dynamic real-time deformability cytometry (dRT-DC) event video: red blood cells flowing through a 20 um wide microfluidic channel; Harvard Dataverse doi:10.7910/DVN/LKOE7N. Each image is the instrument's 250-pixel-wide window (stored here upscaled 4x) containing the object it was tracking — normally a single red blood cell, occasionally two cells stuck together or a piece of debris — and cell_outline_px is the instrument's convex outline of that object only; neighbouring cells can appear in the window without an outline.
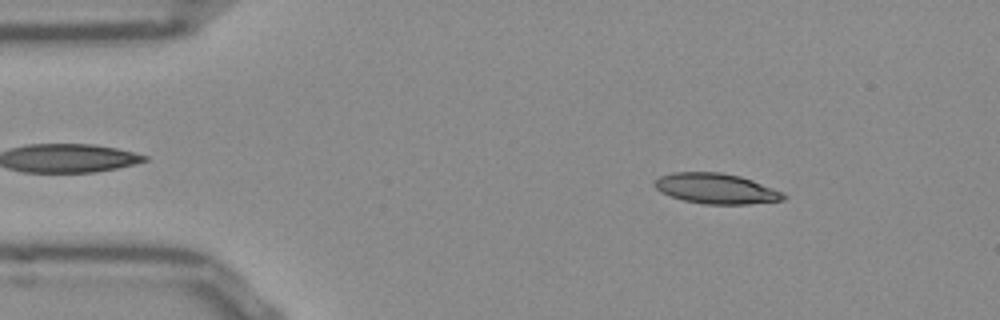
{"species": "Egyptian fruit bat (a non-hibernating species)", "species_latin": "Rousettus aegyptiacus", "temperature_condition": "room temperature", "stored_images_in_passage": 25, "camera_frame_rate_fps": 3000, "um_per_image_px": 0.085, "frame": {"image": 1, "passage_image": 6, "time_ms": 1.667, "image_size_px": [1000, 320], "cell_outline_px": [[788, 196], [784, 200], [748, 204], [704, 204], [684, 200], [660, 192], [652, 184], [660, 176], [672, 172], [720, 172], [740, 176], [752, 180], [784, 192]], "centroid_in_image_um": [60.89, 16.03], "position_along_channel_um": 24.1, "area_um2": 22.83}}
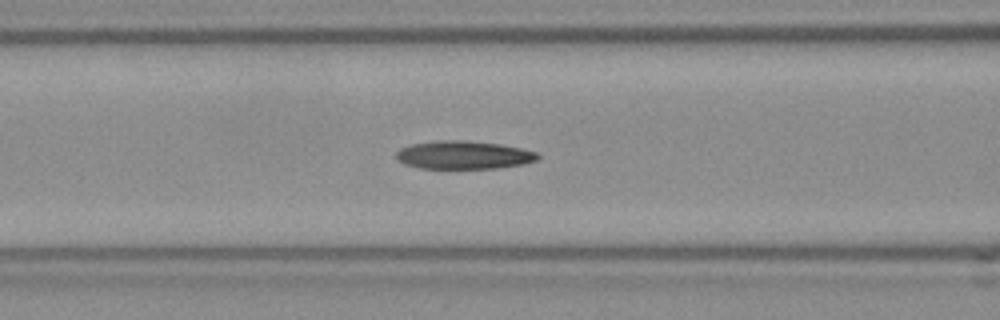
{"frame": {"image": 2, "passage_image": 19, "time_ms": 6.0, "image_size_px": [1000, 320], "cell_outline_px": [[540, 156], [536, 160], [524, 164], [496, 168], [420, 168], [404, 164], [396, 156], [396, 152], [400, 148], [412, 144], [436, 140], [464, 140], [500, 144], [520, 148], [536, 152]], "centroid_in_image_um": [39.4, 13.17], "position_along_channel_um": 127.2, "area_um2": 23.12}}
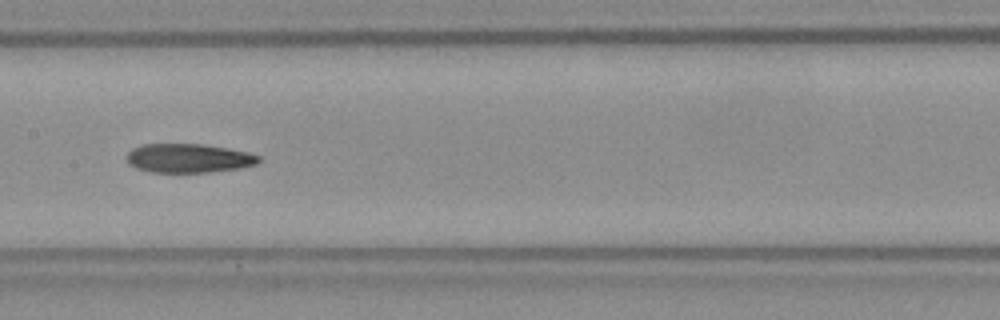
{"frame": {"image": 3, "passage_image": 24, "time_ms": 7.667, "image_size_px": [1000, 320], "cell_outline_px": [[260, 160], [256, 164], [240, 168], [212, 172], [148, 172], [136, 168], [128, 164], [124, 156], [132, 148], [144, 144], [200, 144], [248, 152], [260, 156]], "centroid_in_image_um": [15.97, 13.45], "position_along_channel_um": 191.4, "area_um2": 22.37}}